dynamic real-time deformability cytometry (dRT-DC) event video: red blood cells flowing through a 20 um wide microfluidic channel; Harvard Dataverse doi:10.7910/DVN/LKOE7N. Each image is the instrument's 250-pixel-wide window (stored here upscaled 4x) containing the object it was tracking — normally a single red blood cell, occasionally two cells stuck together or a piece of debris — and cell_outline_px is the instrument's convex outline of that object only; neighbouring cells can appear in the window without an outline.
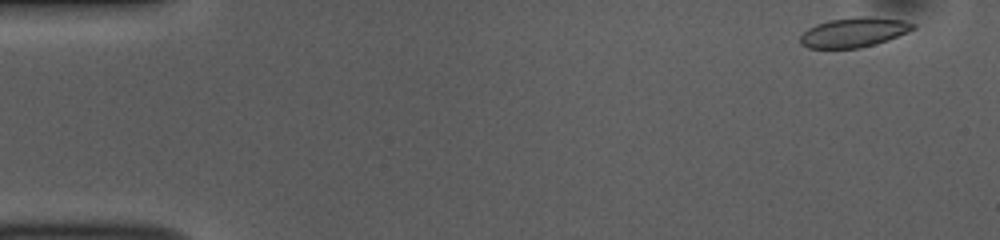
{"species": "common noctule bat (a hibernating species)", "species_latin": "Nyctalus noctula", "temperature_condition": "room temperature", "stored_images_in_passage": 51, "camera_frame_rate_fps": 3000, "um_per_image_px": 0.085, "animal": {"sex": "female", "body_mass_g": 10.0, "forearm_length_mm": 53.1}, "frame": {"image": 1, "passage_image": 1, "time_ms": 0.0, "image_size_px": [1000, 240], "cell_outline_px": [[916, 28], [908, 32], [888, 40], [876, 44], [860, 48], [808, 48], [800, 44], [800, 36], [808, 28], [816, 24], [828, 20], [860, 16], [868, 16], [904, 20], [916, 24]], "centroid_in_image_um": [72.6, 2.74], "position_along_channel_um": 12.4, "area_um2": 19.65}}
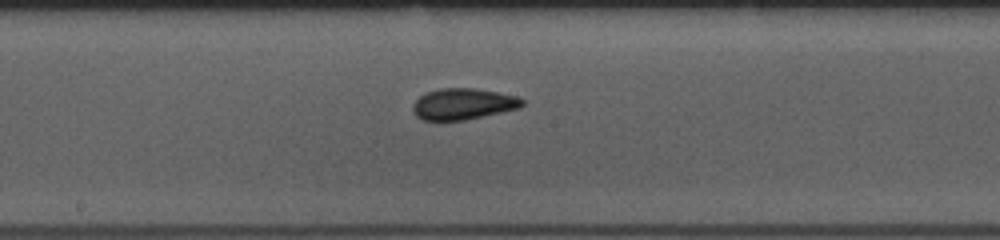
{"frame": {"image": 2, "passage_image": 26, "time_ms": 8.333, "image_size_px": [1000, 240], "cell_outline_px": [[524, 104], [520, 108], [464, 120], [424, 120], [416, 116], [412, 108], [412, 104], [424, 92], [440, 88], [472, 88], [496, 92], [516, 96], [524, 100]], "centroid_in_image_um": [39.34, 8.83], "position_along_channel_um": 208.9, "area_um2": 19.83}}
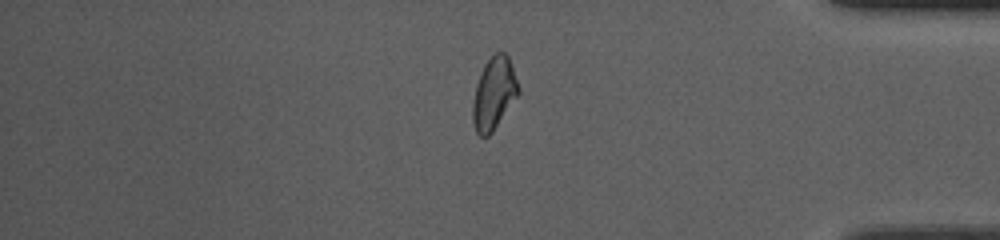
{"frame": {"image": 3, "passage_image": 43, "time_ms": 14.0, "image_size_px": [1000, 240], "cell_outline_px": [[520, 92], [492, 132], [488, 136], [480, 136], [476, 132], [472, 120], [472, 100], [476, 84], [480, 72], [484, 64], [496, 52], [504, 52], [508, 56], [520, 88]], "centroid_in_image_um": [41.96, 7.94], "position_along_channel_um": 393.2, "area_um2": 19.19}, "authors_computed_cell_mechanics": {"area_um2": 19.7098, "velocity_mm_per_s": 3.7164, "shape_relaxation_time_tau1_ms": 2.9324, "shape_relaxation_time_tau2_ms": 1.8494, "deformation_change_tau1": 0.1206, "deformation_change_tau2": 0.0776}}